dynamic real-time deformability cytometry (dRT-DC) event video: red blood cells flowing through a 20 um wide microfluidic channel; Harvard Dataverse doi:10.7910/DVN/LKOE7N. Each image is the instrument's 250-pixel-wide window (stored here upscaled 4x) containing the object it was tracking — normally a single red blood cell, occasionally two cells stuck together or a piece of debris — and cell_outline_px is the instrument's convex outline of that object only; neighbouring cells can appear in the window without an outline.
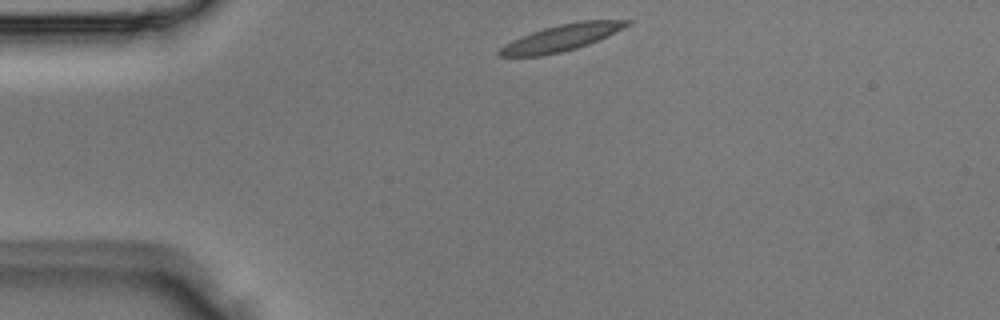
{"species": "Egyptian fruit bat (a non-hibernating species)", "species_latin": "Rousettus aegyptiacus", "temperature_condition": "room temperature", "stored_images_in_passage": 3, "camera_frame_rate_fps": 3000, "um_per_image_px": 0.085, "animal": {"sex": "male"}, "frame": {"image": 1, "passage_image": 1, "time_ms": 0.0, "image_size_px": [1000, 320], "cell_outline_px": [[632, 24], [588, 44], [576, 48], [560, 52], [540, 56], [500, 56], [496, 52], [504, 44], [520, 36], [544, 28], [560, 24], [580, 20], [632, 20]], "centroid_in_image_um": [47.7, 3.2], "position_along_channel_um": 37.3, "area_um2": 19.48}}